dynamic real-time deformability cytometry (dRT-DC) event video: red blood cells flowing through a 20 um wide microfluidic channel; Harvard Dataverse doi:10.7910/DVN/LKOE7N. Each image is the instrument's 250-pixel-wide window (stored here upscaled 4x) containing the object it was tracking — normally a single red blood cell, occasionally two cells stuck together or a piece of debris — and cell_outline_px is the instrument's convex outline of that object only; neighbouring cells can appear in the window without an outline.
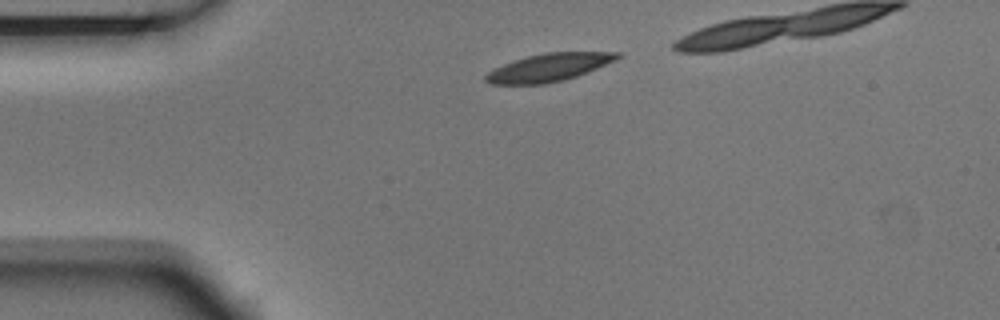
{"species": "Egyptian fruit bat (a non-hibernating species)", "species_latin": "Rousettus aegyptiacus", "temperature_condition": "room temperature", "stored_images_in_passage": 3, "camera_frame_rate_fps": 3000, "um_per_image_px": 0.085, "animal": {"sex": "male"}, "frame": {"image": 1, "passage_image": 1, "time_ms": 0.0, "image_size_px": [1000, 320], "cell_outline_px": [[624, 56], [616, 60], [576, 76], [564, 80], [544, 84], [492, 84], [484, 80], [484, 76], [488, 72], [504, 64], [528, 56], [544, 52], [620, 52]], "centroid_in_image_um": [46.68, 5.73], "position_along_channel_um": 38.3, "area_um2": 21.15}}